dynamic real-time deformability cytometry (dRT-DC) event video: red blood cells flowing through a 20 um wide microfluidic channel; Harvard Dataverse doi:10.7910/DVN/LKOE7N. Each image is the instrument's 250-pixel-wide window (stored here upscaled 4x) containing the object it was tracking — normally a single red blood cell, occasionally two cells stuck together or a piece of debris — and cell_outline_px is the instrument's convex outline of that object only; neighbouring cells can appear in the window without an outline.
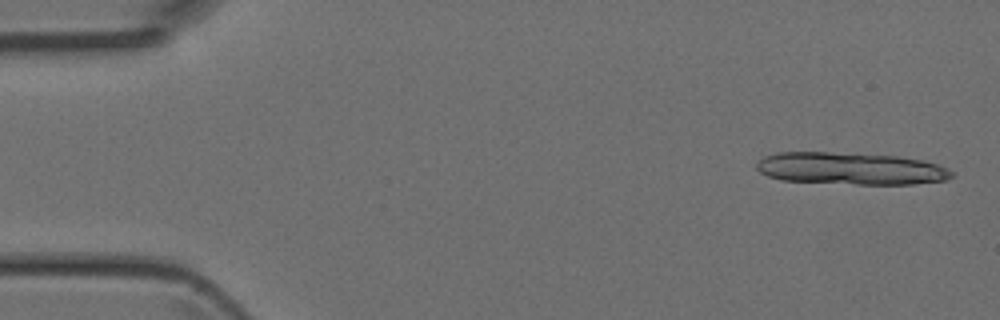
{"species": "Egyptian fruit bat (a non-hibernating species)", "species_latin": "Rousettus aegyptiacus", "temperature_condition": "room temperature", "stored_images_in_passage": 5, "camera_frame_rate_fps": 3000, "um_per_image_px": 0.085, "animal": {"sex": "female"}, "frame": {"image": 1, "passage_image": 1, "time_ms": 0.0, "image_size_px": [1000, 320], "cell_outline_px": [[952, 176], [948, 180], [912, 184], [856, 184], [780, 180], [768, 176], [760, 172], [756, 168], [756, 164], [764, 156], [776, 152], [828, 152], [900, 156], [924, 160], [948, 168], [952, 172]], "centroid_in_image_um": [72.31, 14.32], "position_along_channel_um": 12.7, "area_um2": 36.7}}
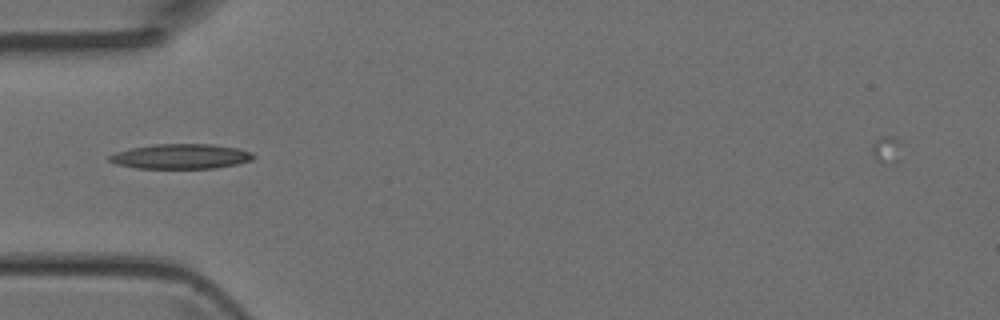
{"frame": {"image": 2, "passage_image": 5, "time_ms": 1.333, "image_size_px": [1000, 320], "cell_outline_px": [[256, 156], [252, 160], [236, 164], [216, 168], [136, 168], [116, 164], [108, 160], [108, 156], [116, 152], [132, 148], [156, 144], [212, 144], [236, 148], [252, 152]], "centroid_in_image_um": [15.38, 13.29], "position_along_channel_um": 69.6, "area_um2": 20.81}}